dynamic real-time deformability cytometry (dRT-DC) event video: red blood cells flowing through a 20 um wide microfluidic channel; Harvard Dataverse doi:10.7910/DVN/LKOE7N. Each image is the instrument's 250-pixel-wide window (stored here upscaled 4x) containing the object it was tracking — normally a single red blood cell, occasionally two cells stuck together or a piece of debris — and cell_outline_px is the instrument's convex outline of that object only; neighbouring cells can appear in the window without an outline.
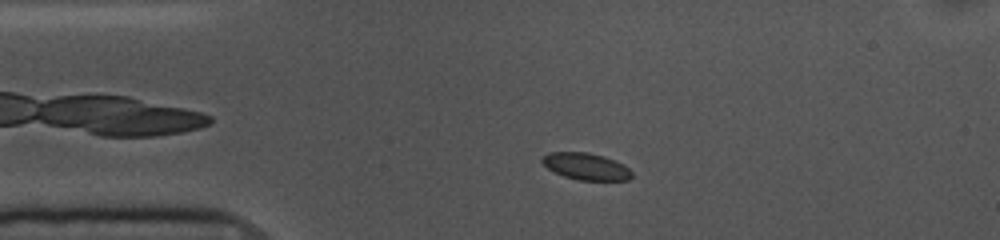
{"species": "common noctule bat (a hibernating species)", "species_latin": "Nyctalus noctula", "temperature_condition": "cold", "stored_images_in_passage": 51, "camera_frame_rate_fps": 3000, "um_per_image_px": 0.085, "animal": {"sex": "female", "body_mass_g": 10.0, "forearm_length_mm": 53.1}, "frame": {"image": 1, "passage_image": 7, "time_ms": 2.0, "image_size_px": [1000, 240], "cell_outline_px": [[632, 176], [628, 180], [580, 180], [564, 176], [548, 168], [540, 160], [548, 152], [588, 152], [604, 156], [624, 164], [632, 172]], "centroid_in_image_um": [49.83, 14.14], "position_along_channel_um": 35.2, "area_um2": 13.93}}
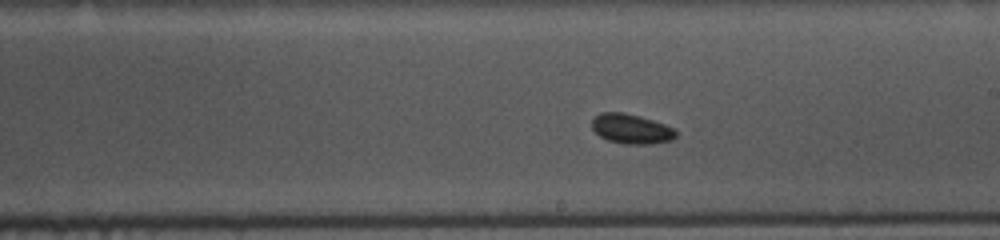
{"frame": {"image": 2, "passage_image": 26, "time_ms": 8.333, "image_size_px": [1000, 240], "cell_outline_px": [[676, 136], [672, 140], [652, 144], [624, 144], [608, 140], [600, 136], [592, 128], [592, 116], [600, 112], [624, 112], [640, 116], [676, 128]], "centroid_in_image_um": [53.65, 10.94], "position_along_channel_um": 235.3, "area_um2": 14.74}}
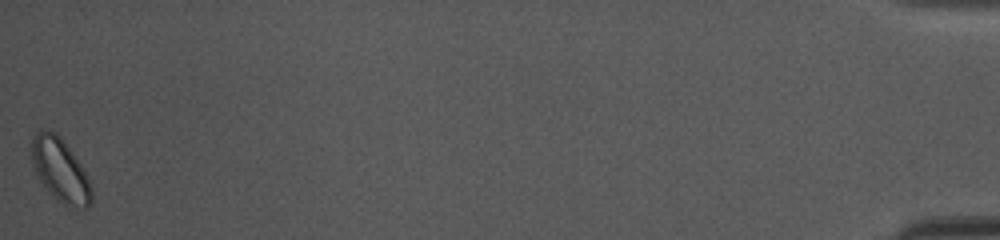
{"frame": {"image": 3, "passage_image": 51, "time_ms": 16.667, "image_size_px": [1000, 240], "cell_outline_px": [[92, 200], [88, 208], [68, 208], [56, 200], [48, 192], [40, 180], [32, 164], [32, 136], [40, 128], [48, 128], [56, 132], [60, 136], [72, 152], [80, 164], [92, 188]], "centroid_in_image_um": [5.11, 14.46], "position_along_channel_um": 430.1, "area_um2": 22.37}, "authors_computed_cell_mechanics": {"area_um2": 14.3344, "velocity_mm_per_s": 3.572, "shape_relaxation_time_tau1_ms": null, "shape_relaxation_time_tau2_ms": 4.8163, "deformation_change_tau1": null, "deformation_change_tau2": 0.0603}}